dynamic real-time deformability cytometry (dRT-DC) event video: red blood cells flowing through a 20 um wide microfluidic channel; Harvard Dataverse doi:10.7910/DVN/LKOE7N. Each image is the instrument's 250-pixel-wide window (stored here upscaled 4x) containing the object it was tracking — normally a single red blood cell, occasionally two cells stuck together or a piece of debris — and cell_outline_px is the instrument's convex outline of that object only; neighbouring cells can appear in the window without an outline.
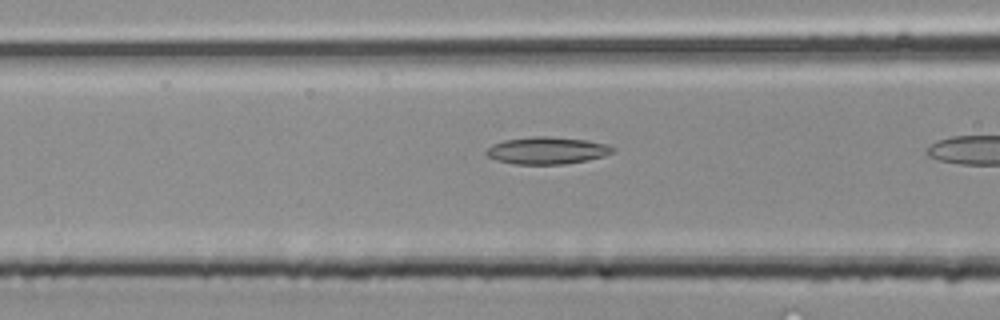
{"species": "common noctule bat (a hibernating species)", "species_latin": "Nyctalus noctula", "temperature_condition": "room temperature", "stored_images_in_passage": 20, "camera_frame_rate_fps": 3000, "um_per_image_px": 0.085, "animal": {"sex": "male", "body_mass_g": 20.4}, "frame": {"image": 1, "passage_image": 12, "time_ms": 3.667, "image_size_px": [1000, 320], "cell_outline_px": [[616, 152], [604, 156], [588, 160], [564, 164], [516, 164], [500, 160], [488, 156], [484, 152], [492, 144], [504, 140], [532, 136], [548, 136], [588, 140], [608, 144], [616, 148]], "centroid_in_image_um": [46.56, 12.78], "position_along_channel_um": 120.0, "area_um2": 20.11}}
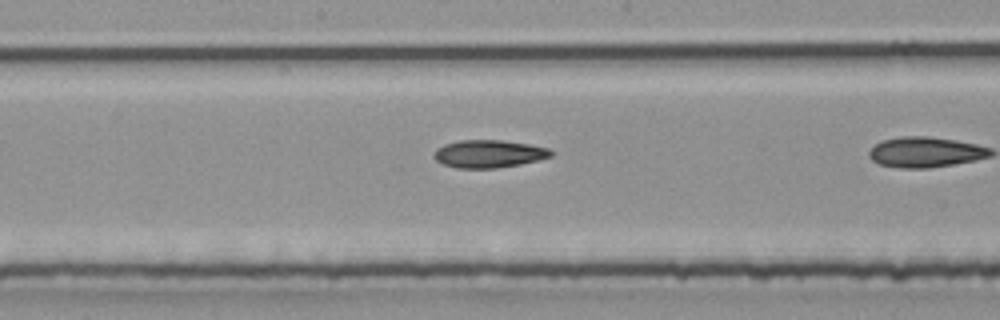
{"frame": {"image": 2, "passage_image": 17, "time_ms": 5.333, "image_size_px": [1000, 320], "cell_outline_px": [[552, 156], [520, 164], [496, 168], [456, 168], [444, 164], [436, 160], [432, 156], [436, 148], [444, 144], [460, 140], [500, 140], [528, 144], [548, 148], [552, 152]], "centroid_in_image_um": [41.5, 13.07], "position_along_channel_um": 206.7, "area_um2": 18.79}}